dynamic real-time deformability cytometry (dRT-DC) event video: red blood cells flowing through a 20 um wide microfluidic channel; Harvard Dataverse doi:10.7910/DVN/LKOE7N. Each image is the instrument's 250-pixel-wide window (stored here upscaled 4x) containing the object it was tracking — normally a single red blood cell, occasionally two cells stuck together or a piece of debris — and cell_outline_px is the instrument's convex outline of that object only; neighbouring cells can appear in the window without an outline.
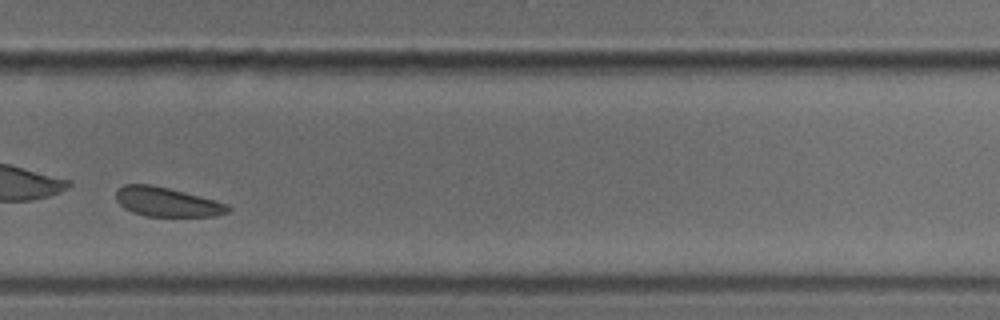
{"species": "common noctule bat (a hibernating species)", "species_latin": "Nyctalus noctula", "temperature_condition": "cold", "stored_images_in_passage": 35, "camera_frame_rate_fps": 3000, "um_per_image_px": 0.085, "animal": {"sex": "male", "body_mass_g": 18.8}, "frame": {"image": 1, "passage_image": 27, "time_ms": 8.667, "image_size_px": [1000, 320], "cell_outline_px": [[232, 208], [228, 212], [216, 216], [144, 216], [132, 212], [124, 208], [116, 200], [116, 188], [124, 184], [152, 184], [216, 200], [228, 204]], "centroid_in_image_um": [14.18, 17.16], "position_along_channel_um": 315.6, "area_um2": 19.25}}